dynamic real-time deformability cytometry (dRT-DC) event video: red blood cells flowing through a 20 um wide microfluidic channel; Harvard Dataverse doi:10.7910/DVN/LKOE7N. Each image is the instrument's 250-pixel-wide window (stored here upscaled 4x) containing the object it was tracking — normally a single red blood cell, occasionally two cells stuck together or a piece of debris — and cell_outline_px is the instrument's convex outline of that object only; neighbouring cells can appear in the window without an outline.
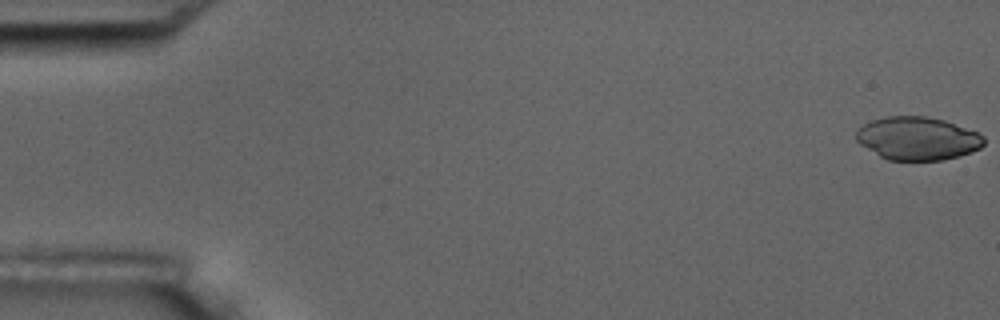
{"species": "common noctule bat (a hibernating species)", "species_latin": "Nyctalus noctula", "temperature_condition": "room temperature", "stored_images_in_passage": 4, "camera_frame_rate_fps": 3000, "um_per_image_px": 0.085, "animal": {"sex": "male", "body_mass_g": 17.5, "forearm_length_mm": 52.3}, "frame": {"image": 1, "passage_image": 1, "time_ms": 0.0, "image_size_px": [1000, 320], "cell_outline_px": [[984, 144], [980, 148], [972, 152], [960, 156], [940, 160], [888, 160], [880, 156], [860, 144], [856, 140], [856, 132], [864, 124], [872, 120], [884, 116], [928, 116], [944, 120], [980, 132], [984, 136]], "centroid_in_image_um": [78.02, 11.76], "position_along_channel_um": 7.0, "area_um2": 32.25}}